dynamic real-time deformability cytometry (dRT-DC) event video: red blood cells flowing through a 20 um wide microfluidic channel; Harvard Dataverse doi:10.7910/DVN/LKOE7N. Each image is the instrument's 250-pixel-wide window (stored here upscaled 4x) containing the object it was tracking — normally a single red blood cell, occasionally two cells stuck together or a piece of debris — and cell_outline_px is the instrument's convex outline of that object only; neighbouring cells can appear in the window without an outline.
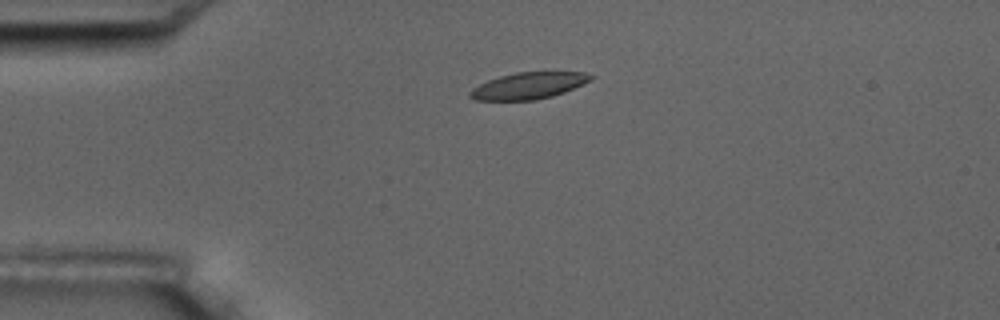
{"species": "common noctule bat (a hibernating species)", "species_latin": "Nyctalus noctula", "temperature_condition": "room temperature", "stored_images_in_passage": 4, "camera_frame_rate_fps": 3000, "um_per_image_px": 0.085, "animal": {"sex": "male", "body_mass_g": 17.5, "forearm_length_mm": 52.3}, "frame": {"image": 1, "passage_image": 3, "time_ms": 2.333, "image_size_px": [1000, 320], "cell_outline_px": [[596, 76], [592, 80], [564, 92], [552, 96], [536, 100], [472, 100], [468, 96], [468, 92], [472, 88], [488, 80], [500, 76], [516, 72], [584, 72]], "centroid_in_image_um": [44.91, 7.28], "position_along_channel_um": 40.1, "area_um2": 18.79}}